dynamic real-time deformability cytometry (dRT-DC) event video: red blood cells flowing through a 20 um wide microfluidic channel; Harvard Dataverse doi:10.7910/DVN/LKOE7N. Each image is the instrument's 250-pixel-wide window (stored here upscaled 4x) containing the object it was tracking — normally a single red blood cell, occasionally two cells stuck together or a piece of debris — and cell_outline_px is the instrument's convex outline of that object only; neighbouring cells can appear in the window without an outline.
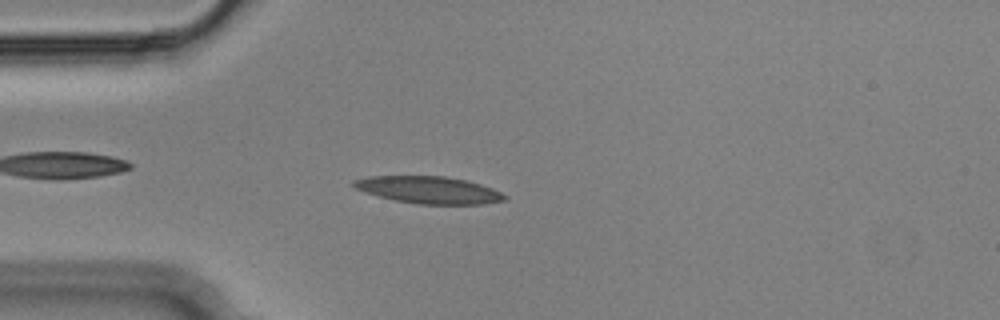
{"species": "Egyptian fruit bat (a non-hibernating species)", "species_latin": "Rousettus aegyptiacus", "temperature_condition": "cold", "stored_images_in_passage": 49, "camera_frame_rate_fps": 3000, "um_per_image_px": 0.085, "animal": {"sex": "male"}, "frame": {"image": 1, "passage_image": 9, "time_ms": 2.667, "image_size_px": [1000, 320], "cell_outline_px": [[508, 196], [504, 200], [484, 204], [416, 204], [396, 200], [380, 196], [356, 188], [352, 184], [352, 180], [368, 176], [444, 176], [464, 180], [480, 184], [492, 188]], "centroid_in_image_um": [36.46, 16.14], "position_along_channel_um": 48.5, "area_um2": 23.58}}
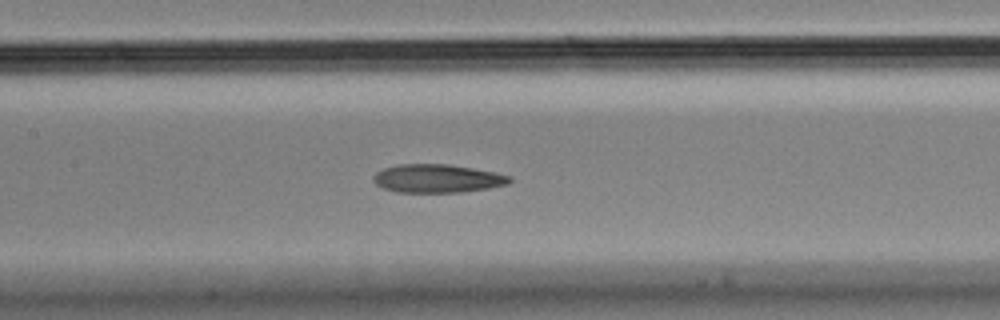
{"frame": {"image": 2, "passage_image": 20, "time_ms": 6.333, "image_size_px": [1000, 320], "cell_outline_px": [[512, 180], [508, 184], [488, 188], [460, 192], [396, 192], [384, 188], [376, 184], [372, 180], [376, 172], [384, 168], [400, 164], [448, 164], [472, 168], [512, 176]], "centroid_in_image_um": [37.16, 15.17], "position_along_channel_um": 170.2, "area_um2": 22.37}}
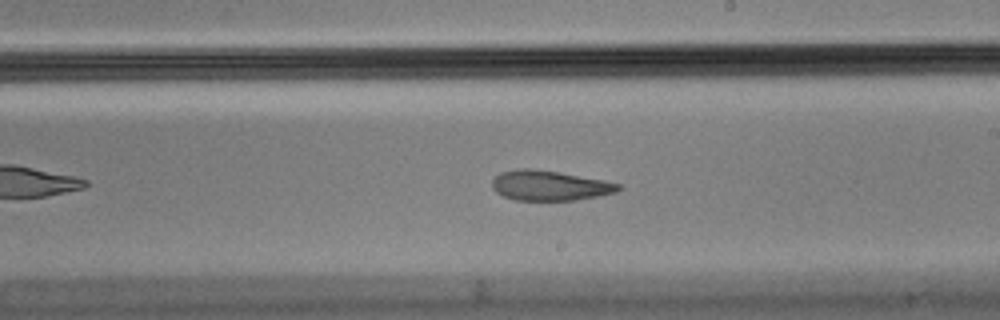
{"frame": {"image": 3, "passage_image": 26, "time_ms": 8.333, "image_size_px": [1000, 320], "cell_outline_px": [[620, 188], [616, 192], [576, 200], [516, 200], [504, 196], [496, 192], [492, 188], [492, 180], [500, 172], [516, 168], [532, 168], [560, 172], [604, 180], [620, 184]], "centroid_in_image_um": [46.68, 15.76], "position_along_channel_um": 242.3, "area_um2": 22.08}, "authors_computed_cell_mechanics": {"area_um2": 23.6402, "velocity_mm_per_s": 3.6187, "shape_relaxation_time_tau1_ms": null, "shape_relaxation_time_tau2_ms": 3.8679, "deformation_change_tau1": null, "deformation_change_tau2": 0.1112}}